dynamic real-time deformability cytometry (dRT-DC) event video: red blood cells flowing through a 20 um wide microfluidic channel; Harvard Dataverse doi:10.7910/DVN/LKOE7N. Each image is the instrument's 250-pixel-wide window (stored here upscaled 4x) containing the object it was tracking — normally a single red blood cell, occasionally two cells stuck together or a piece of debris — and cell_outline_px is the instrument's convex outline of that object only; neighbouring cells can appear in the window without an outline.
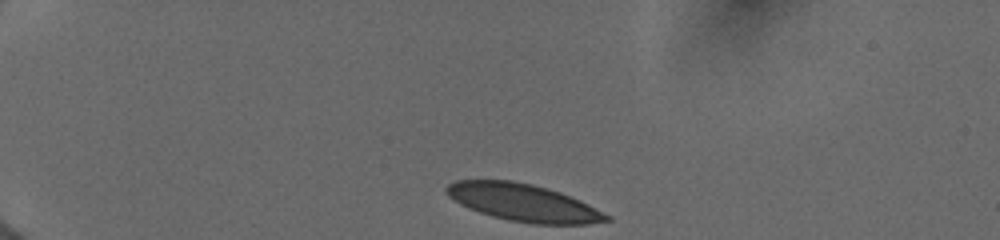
{"species": "human", "species_latin": "Homo sapiens", "temperature_condition": "cold", "stored_images_in_passage": 45, "camera_frame_rate_fps": 3000, "um_per_image_px": 0.085, "donor": {"sex": "female"}, "frame": {"image": 1, "passage_image": 1, "time_ms": 0.0, "image_size_px": [1000, 240], "cell_outline_px": [[612, 220], [588, 224], [532, 224], [508, 220], [492, 216], [480, 212], [460, 204], [448, 196], [444, 188], [448, 184], [456, 180], [512, 180], [532, 184], [548, 188], [560, 192], [580, 200], [612, 216]], "centroid_in_image_um": [44.5, 17.22], "position_along_channel_um": 40.5, "area_um2": 34.91}}
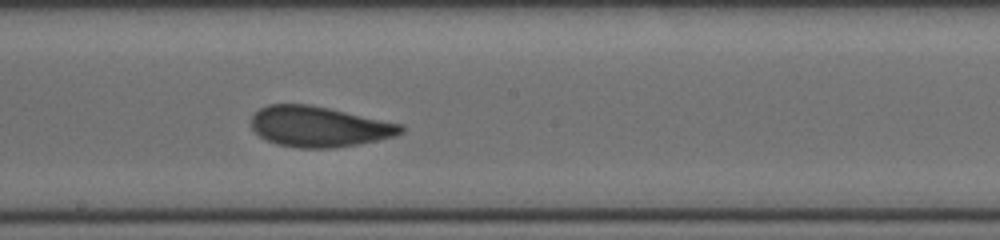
{"frame": {"image": 2, "passage_image": 25, "time_ms": 6.333, "image_size_px": [1000, 240], "cell_outline_px": [[404, 132], [396, 136], [356, 144], [332, 148], [300, 148], [276, 144], [260, 136], [252, 128], [252, 116], [260, 108], [268, 104], [308, 104], [328, 108], [404, 124]], "centroid_in_image_um": [27.14, 10.76], "position_along_channel_um": 221.1, "area_um2": 35.2}}
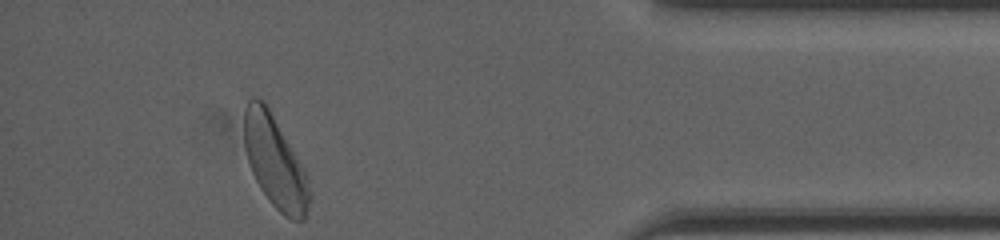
{"frame": {"image": 3, "passage_image": 44, "time_ms": 12.0, "image_size_px": [1000, 240], "cell_outline_px": [[308, 208], [304, 220], [292, 220], [284, 216], [272, 204], [260, 188], [252, 172], [248, 160], [244, 144], [244, 108], [248, 100], [252, 96], [264, 100], [304, 168], [308, 176]], "centroid_in_image_um": [23.35, 13.73], "position_along_channel_um": 411.9, "area_um2": 34.62}, "authors_computed_cell_mechanics": {"area_um2": 35.3736, "velocity_mm_per_s": 3.9637, "shape_relaxation_time_tau1_ms": 4.4383, "shape_relaxation_time_tau2_ms": 1.3416, "deformation_change_tau1": 0.1392, "deformation_change_tau2": 0.0572}}